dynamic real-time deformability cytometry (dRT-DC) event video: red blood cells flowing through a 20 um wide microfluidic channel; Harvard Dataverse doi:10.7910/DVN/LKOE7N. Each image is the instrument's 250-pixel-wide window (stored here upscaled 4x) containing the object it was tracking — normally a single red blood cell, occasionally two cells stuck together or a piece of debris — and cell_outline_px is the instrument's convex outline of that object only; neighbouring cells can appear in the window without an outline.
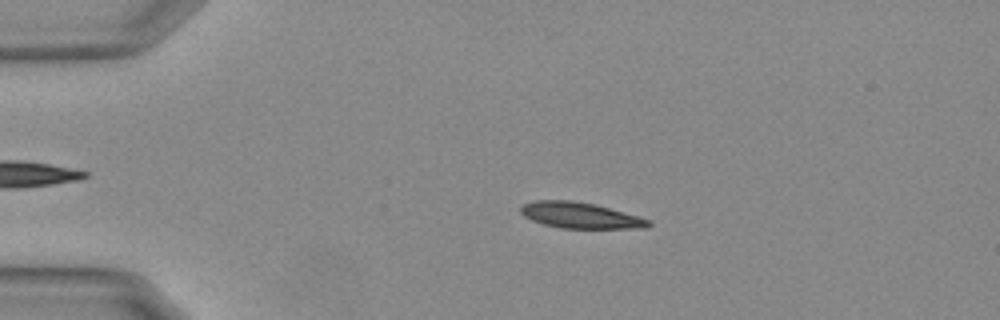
{"species": "Egyptian fruit bat (a non-hibernating species)", "species_latin": "Rousettus aegyptiacus", "temperature_condition": "warm", "stored_images_in_passage": 55, "camera_frame_rate_fps": 3000, "um_per_image_px": 0.085, "animal": {"sex": "female"}, "frame": {"image": 1, "passage_image": 12, "time_ms": 3.667, "image_size_px": [1000, 320], "cell_outline_px": [[652, 224], [648, 228], [560, 228], [544, 224], [532, 220], [524, 216], [520, 212], [520, 208], [524, 204], [532, 200], [572, 200], [592, 204], [608, 208], [652, 220]], "centroid_in_image_um": [49.31, 18.31], "position_along_channel_um": 35.7, "area_um2": 19.19}}
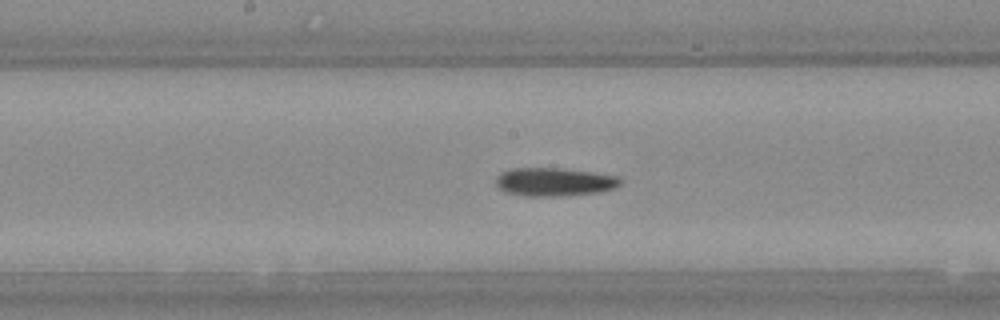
{"frame": {"image": 2, "passage_image": 29, "time_ms": 9.333, "image_size_px": [1000, 320], "cell_outline_px": [[624, 180], [616, 188], [600, 192], [568, 196], [524, 196], [504, 192], [496, 184], [496, 176], [512, 168], [560, 168], [592, 172], [616, 176]], "centroid_in_image_um": [47.14, 15.47], "position_along_channel_um": 201.1, "area_um2": 20.75}}
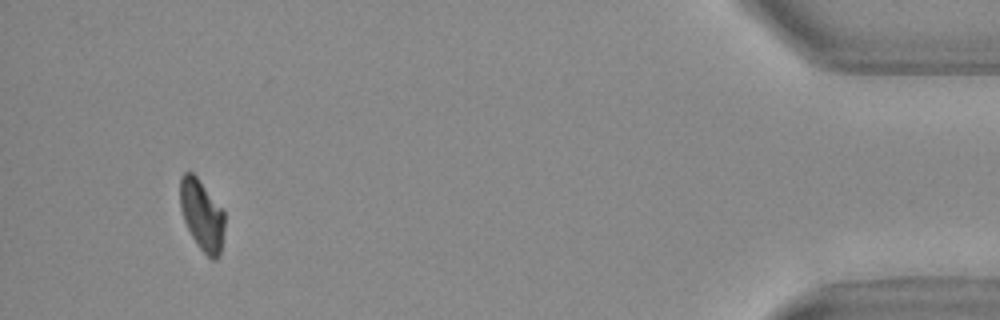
{"frame": {"image": 3, "passage_image": 52, "time_ms": 17.0, "image_size_px": [1000, 320], "cell_outline_px": [[224, 228], [220, 252], [216, 260], [212, 260], [200, 248], [192, 236], [184, 220], [180, 208], [180, 176], [184, 172], [192, 172], [196, 176], [224, 212]], "centroid_in_image_um": [17.14, 18.27], "position_along_channel_um": 418.1, "area_um2": 17.98}, "authors_computed_cell_mechanics": {"area_um2": 19.4786, "velocity_mm_per_s": 3.7366, "shape_relaxation_time_tau1_ms": 7.736, "shape_relaxation_time_tau2_ms": 3.2056, "deformation_change_tau1": 0.2259, "deformation_change_tau2": 0.0863}}